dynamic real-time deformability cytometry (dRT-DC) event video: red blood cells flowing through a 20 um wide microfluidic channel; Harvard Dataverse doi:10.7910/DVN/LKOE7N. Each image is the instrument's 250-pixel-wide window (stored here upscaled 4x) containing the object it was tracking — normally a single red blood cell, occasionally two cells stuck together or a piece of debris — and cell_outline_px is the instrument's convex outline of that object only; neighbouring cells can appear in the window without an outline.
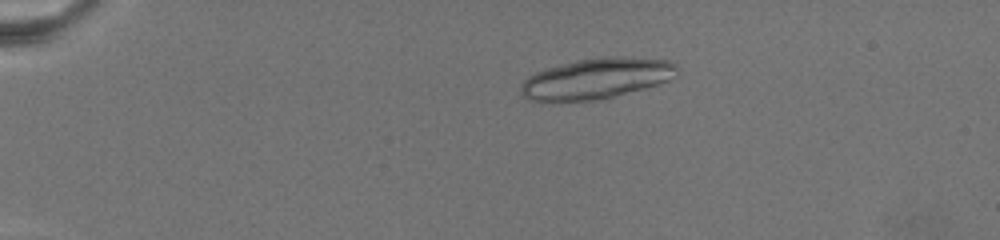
{"species": "common noctule bat (a hibernating species)", "species_latin": "Nyctalus noctula", "temperature_condition": "warm", "stored_images_in_passage": 41, "camera_frame_rate_fps": 3000, "um_per_image_px": 0.085, "animal": {"sex": "female", "body_mass_g": 19.5, "forearm_length_mm": 54.1}, "frame": {"image": 1, "passage_image": 27, "time_ms": 5.667, "image_size_px": [1000, 240], "cell_outline_px": [[676, 76], [668, 80], [644, 88], [612, 96], [592, 100], [528, 100], [520, 92], [520, 84], [528, 76], [536, 72], [548, 68], [580, 60], [604, 56], [624, 56], [668, 60], [676, 64]], "centroid_in_image_um": [50.71, 6.65], "position_along_channel_um": 34.3, "area_um2": 36.36}}